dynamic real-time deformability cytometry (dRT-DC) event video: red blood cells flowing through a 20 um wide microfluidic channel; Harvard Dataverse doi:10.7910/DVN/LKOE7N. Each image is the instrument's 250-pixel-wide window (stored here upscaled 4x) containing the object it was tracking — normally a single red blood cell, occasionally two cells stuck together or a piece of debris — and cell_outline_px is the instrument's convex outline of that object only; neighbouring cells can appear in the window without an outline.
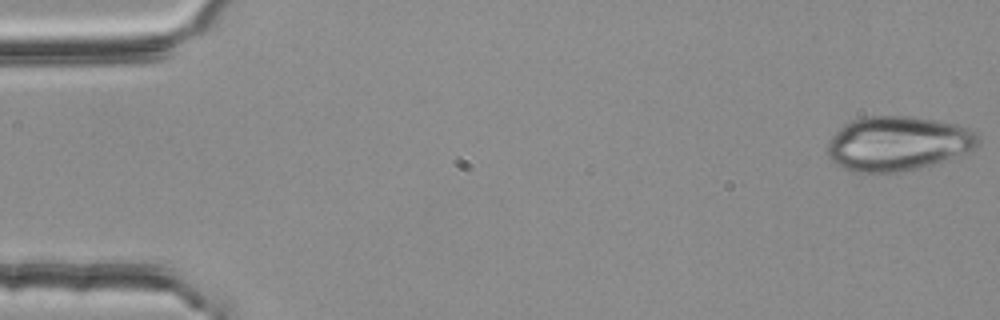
{"species": "common noctule bat (a hibernating species)", "species_latin": "Nyctalus noctula", "temperature_condition": "room temperature", "stored_images_in_passage": 3, "camera_frame_rate_fps": 3000, "um_per_image_px": 0.085, "animal": {"sex": "female", "body_mass_g": 25.1}, "frame": {"image": 1, "passage_image": 1, "time_ms": 0.0, "image_size_px": [1000, 320], "cell_outline_px": [[980, 140], [972, 148], [940, 160], [916, 168], [900, 172], [852, 172], [836, 164], [828, 156], [828, 144], [832, 136], [844, 124], [852, 120], [868, 116], [912, 116], [936, 120], [956, 124], [968, 128], [976, 132], [980, 136]], "centroid_in_image_um": [76.25, 12.17], "position_along_channel_um": 8.7, "area_um2": 47.05}}